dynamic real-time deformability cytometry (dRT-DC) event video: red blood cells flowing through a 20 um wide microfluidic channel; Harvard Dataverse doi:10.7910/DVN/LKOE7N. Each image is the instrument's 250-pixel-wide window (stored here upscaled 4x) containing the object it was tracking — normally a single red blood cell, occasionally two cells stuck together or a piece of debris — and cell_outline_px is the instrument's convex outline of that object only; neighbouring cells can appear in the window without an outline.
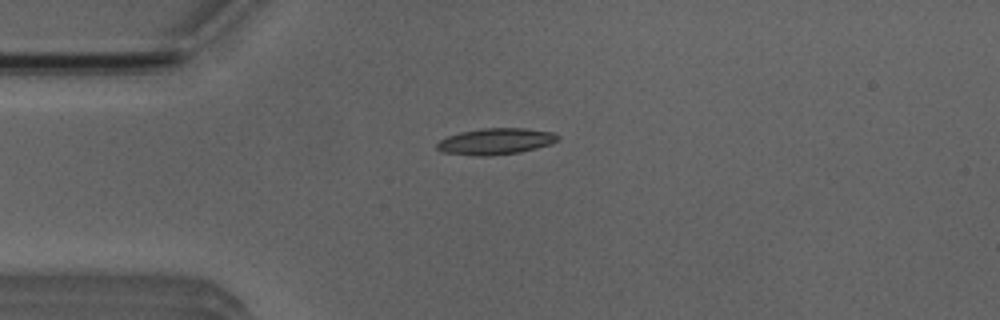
{"species": "Egyptian fruit bat (a non-hibernating species)", "species_latin": "Rousettus aegyptiacus", "temperature_condition": "room temperature", "stored_images_in_passage": 42, "camera_frame_rate_fps": 3000, "um_per_image_px": 0.085, "animal": {"sex": "male"}, "frame": {"image": 1, "passage_image": 3, "time_ms": 0.667, "image_size_px": [1000, 320], "cell_outline_px": [[560, 140], [552, 144], [520, 152], [492, 156], [476, 156], [440, 152], [436, 148], [436, 144], [440, 140], [448, 136], [460, 132], [484, 128], [524, 128], [552, 132], [560, 136]], "centroid_in_image_um": [42.14, 12.02], "position_along_channel_um": 42.9, "area_um2": 18.73}}
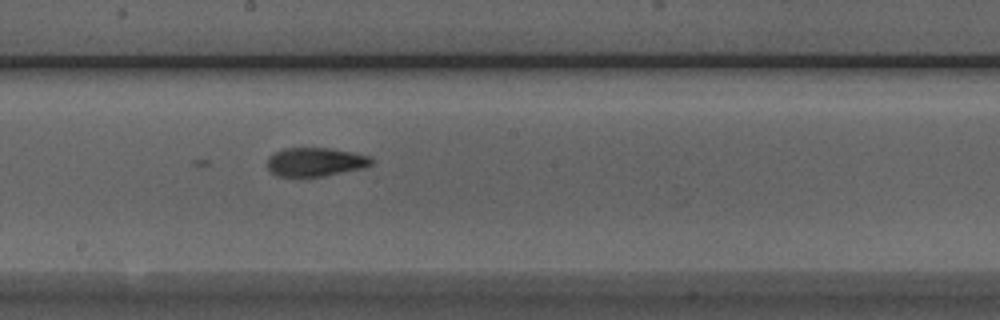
{"frame": {"image": 2, "passage_image": 18, "time_ms": 5.667, "image_size_px": [1000, 320], "cell_outline_px": [[372, 164], [360, 168], [324, 176], [276, 176], [268, 168], [268, 156], [272, 152], [284, 148], [328, 148], [352, 152], [368, 156], [372, 160]], "centroid_in_image_um": [26.74, 13.75], "position_along_channel_um": 221.5, "area_um2": 17.22}}
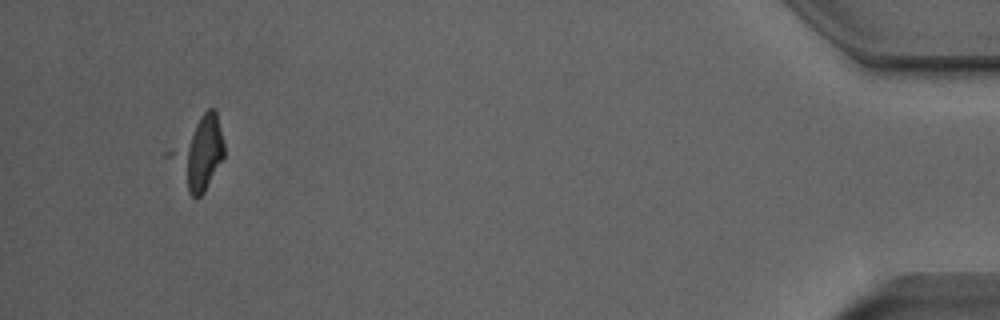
{"frame": {"image": 3, "passage_image": 39, "time_ms": 12.667, "image_size_px": [1000, 320], "cell_outline_px": [[224, 156], [204, 192], [200, 196], [192, 196], [188, 192], [180, 156], [180, 152], [200, 116], [208, 108], [212, 108], [216, 112], [224, 144]], "centroid_in_image_um": [17.21, 13.0], "position_along_channel_um": 418.0, "area_um2": 18.21}}